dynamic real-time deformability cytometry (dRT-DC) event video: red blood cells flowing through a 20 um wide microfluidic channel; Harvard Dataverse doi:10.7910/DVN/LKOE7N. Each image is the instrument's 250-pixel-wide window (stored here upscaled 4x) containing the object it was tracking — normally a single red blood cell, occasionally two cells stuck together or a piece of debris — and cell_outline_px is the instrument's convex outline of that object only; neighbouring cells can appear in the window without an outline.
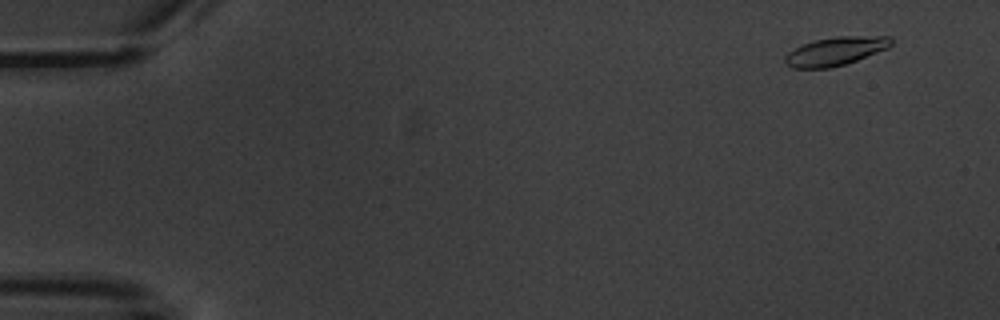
{"species": "common noctule bat (a hibernating species)", "species_latin": "Nyctalus noctula", "temperature_condition": "warm", "stored_images_in_passage": 5, "camera_frame_rate_fps": 3000, "um_per_image_px": 0.085, "animal": {"sex": "male", "body_mass_g": 20.1, "forearm_length_mm": 53.5}, "frame": {"image": 1, "passage_image": 1, "time_ms": 0.0, "image_size_px": [1000, 320], "cell_outline_px": [[892, 44], [888, 48], [856, 60], [844, 64], [828, 68], [792, 68], [784, 64], [784, 56], [788, 52], [804, 44], [816, 40], [836, 36], [888, 36], [892, 40]], "centroid_in_image_um": [70.99, 4.35], "position_along_channel_um": 14.0, "area_um2": 17.46}}
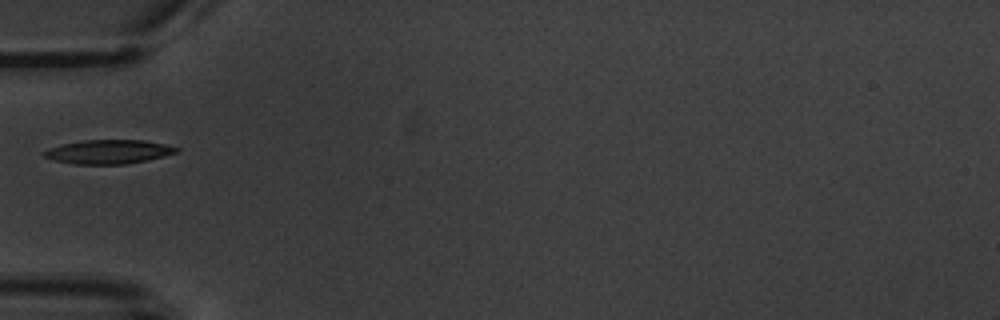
{"frame": {"image": 2, "passage_image": 5, "time_ms": 5.333, "image_size_px": [1000, 320], "cell_outline_px": [[180, 148], [176, 152], [164, 156], [148, 160], [128, 164], [76, 164], [52, 160], [44, 156], [40, 152], [48, 148], [64, 144], [84, 140], [144, 140], [164, 144]], "centroid_in_image_um": [9.2, 12.9], "position_along_channel_um": 75.8, "area_um2": 18.5}}